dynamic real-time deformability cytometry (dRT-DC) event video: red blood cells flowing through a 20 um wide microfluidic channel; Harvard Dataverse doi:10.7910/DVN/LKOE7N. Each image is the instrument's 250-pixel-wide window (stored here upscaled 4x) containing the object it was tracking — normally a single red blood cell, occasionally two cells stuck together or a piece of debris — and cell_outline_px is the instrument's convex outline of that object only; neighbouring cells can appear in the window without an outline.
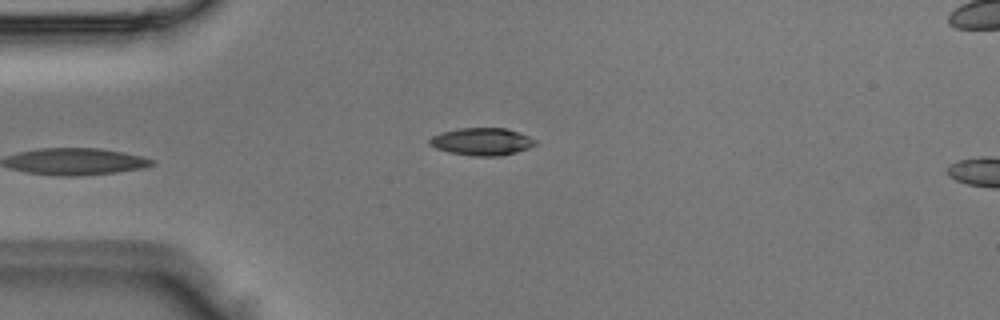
{"species": "Egyptian fruit bat (a non-hibernating species)", "species_latin": "Rousettus aegyptiacus", "temperature_condition": "room temperature", "stored_images_in_passage": 4, "camera_frame_rate_fps": 3000, "um_per_image_px": 0.085, "animal": {"sex": "male"}, "frame": {"image": 1, "passage_image": 4, "time_ms": 1.0, "image_size_px": [1000, 320], "cell_outline_px": [[536, 144], [528, 148], [516, 152], [500, 156], [472, 156], [448, 152], [436, 148], [428, 144], [428, 140], [432, 136], [444, 132], [460, 128], [504, 128], [528, 136], [536, 140]], "centroid_in_image_um": [40.93, 12.05], "position_along_channel_um": 44.1, "area_um2": 16.76}}